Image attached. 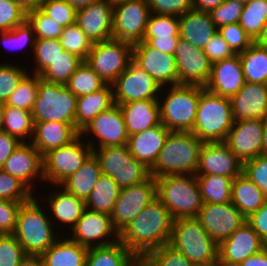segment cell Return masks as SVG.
Returning <instances> with one entry per match:
<instances>
[{
  "label": "cell",
  "mask_w": 267,
  "mask_h": 266,
  "mask_svg": "<svg viewBox=\"0 0 267 266\" xmlns=\"http://www.w3.org/2000/svg\"><path fill=\"white\" fill-rule=\"evenodd\" d=\"M173 220L156 198L122 229L119 241L134 255H146L169 243Z\"/></svg>",
  "instance_id": "1"
},
{
  "label": "cell",
  "mask_w": 267,
  "mask_h": 266,
  "mask_svg": "<svg viewBox=\"0 0 267 266\" xmlns=\"http://www.w3.org/2000/svg\"><path fill=\"white\" fill-rule=\"evenodd\" d=\"M37 198L34 195L21 205L13 235L26 255L41 256L62 235V231L55 230L43 200Z\"/></svg>",
  "instance_id": "2"
},
{
  "label": "cell",
  "mask_w": 267,
  "mask_h": 266,
  "mask_svg": "<svg viewBox=\"0 0 267 266\" xmlns=\"http://www.w3.org/2000/svg\"><path fill=\"white\" fill-rule=\"evenodd\" d=\"M202 144L191 131H170L150 176L196 175Z\"/></svg>",
  "instance_id": "3"
},
{
  "label": "cell",
  "mask_w": 267,
  "mask_h": 266,
  "mask_svg": "<svg viewBox=\"0 0 267 266\" xmlns=\"http://www.w3.org/2000/svg\"><path fill=\"white\" fill-rule=\"evenodd\" d=\"M155 180L157 199L173 219L198 216L204 202L195 174L167 175Z\"/></svg>",
  "instance_id": "4"
},
{
  "label": "cell",
  "mask_w": 267,
  "mask_h": 266,
  "mask_svg": "<svg viewBox=\"0 0 267 266\" xmlns=\"http://www.w3.org/2000/svg\"><path fill=\"white\" fill-rule=\"evenodd\" d=\"M233 124L229 98L200 86V99L192 133L203 143L224 142Z\"/></svg>",
  "instance_id": "5"
},
{
  "label": "cell",
  "mask_w": 267,
  "mask_h": 266,
  "mask_svg": "<svg viewBox=\"0 0 267 266\" xmlns=\"http://www.w3.org/2000/svg\"><path fill=\"white\" fill-rule=\"evenodd\" d=\"M160 96L158 103L161 123L170 131L192 132L200 99V86H165L162 87Z\"/></svg>",
  "instance_id": "6"
},
{
  "label": "cell",
  "mask_w": 267,
  "mask_h": 266,
  "mask_svg": "<svg viewBox=\"0 0 267 266\" xmlns=\"http://www.w3.org/2000/svg\"><path fill=\"white\" fill-rule=\"evenodd\" d=\"M168 245L194 265L218 261V244L196 217L174 219Z\"/></svg>",
  "instance_id": "7"
},
{
  "label": "cell",
  "mask_w": 267,
  "mask_h": 266,
  "mask_svg": "<svg viewBox=\"0 0 267 266\" xmlns=\"http://www.w3.org/2000/svg\"><path fill=\"white\" fill-rule=\"evenodd\" d=\"M77 97L61 84L44 81L39 75V87L31 110L33 122L58 121L75 128Z\"/></svg>",
  "instance_id": "8"
},
{
  "label": "cell",
  "mask_w": 267,
  "mask_h": 266,
  "mask_svg": "<svg viewBox=\"0 0 267 266\" xmlns=\"http://www.w3.org/2000/svg\"><path fill=\"white\" fill-rule=\"evenodd\" d=\"M93 154L99 161L101 174L112 178L120 189L150 177V169L131 155L127 144L94 148Z\"/></svg>",
  "instance_id": "9"
},
{
  "label": "cell",
  "mask_w": 267,
  "mask_h": 266,
  "mask_svg": "<svg viewBox=\"0 0 267 266\" xmlns=\"http://www.w3.org/2000/svg\"><path fill=\"white\" fill-rule=\"evenodd\" d=\"M93 154V148L80 135L68 145L42 156L44 184L60 185Z\"/></svg>",
  "instance_id": "10"
},
{
  "label": "cell",
  "mask_w": 267,
  "mask_h": 266,
  "mask_svg": "<svg viewBox=\"0 0 267 266\" xmlns=\"http://www.w3.org/2000/svg\"><path fill=\"white\" fill-rule=\"evenodd\" d=\"M133 45L116 39L93 44L85 62L105 84L112 85L132 61Z\"/></svg>",
  "instance_id": "11"
},
{
  "label": "cell",
  "mask_w": 267,
  "mask_h": 266,
  "mask_svg": "<svg viewBox=\"0 0 267 266\" xmlns=\"http://www.w3.org/2000/svg\"><path fill=\"white\" fill-rule=\"evenodd\" d=\"M150 14L148 0L113 1L112 38L131 45L141 42Z\"/></svg>",
  "instance_id": "12"
},
{
  "label": "cell",
  "mask_w": 267,
  "mask_h": 266,
  "mask_svg": "<svg viewBox=\"0 0 267 266\" xmlns=\"http://www.w3.org/2000/svg\"><path fill=\"white\" fill-rule=\"evenodd\" d=\"M80 136L93 149L127 144L129 135L119 105L115 104L109 110L100 113L80 131Z\"/></svg>",
  "instance_id": "13"
},
{
  "label": "cell",
  "mask_w": 267,
  "mask_h": 266,
  "mask_svg": "<svg viewBox=\"0 0 267 266\" xmlns=\"http://www.w3.org/2000/svg\"><path fill=\"white\" fill-rule=\"evenodd\" d=\"M156 198V180L152 176L140 184L120 189L113 211L110 214L114 229L120 233Z\"/></svg>",
  "instance_id": "14"
},
{
  "label": "cell",
  "mask_w": 267,
  "mask_h": 266,
  "mask_svg": "<svg viewBox=\"0 0 267 266\" xmlns=\"http://www.w3.org/2000/svg\"><path fill=\"white\" fill-rule=\"evenodd\" d=\"M67 236L87 248L108 246L119 240V233L112 226L110 215L87 208Z\"/></svg>",
  "instance_id": "15"
},
{
  "label": "cell",
  "mask_w": 267,
  "mask_h": 266,
  "mask_svg": "<svg viewBox=\"0 0 267 266\" xmlns=\"http://www.w3.org/2000/svg\"><path fill=\"white\" fill-rule=\"evenodd\" d=\"M116 105L132 101L158 99L162 87L141 67L131 61L112 84Z\"/></svg>",
  "instance_id": "16"
},
{
  "label": "cell",
  "mask_w": 267,
  "mask_h": 266,
  "mask_svg": "<svg viewBox=\"0 0 267 266\" xmlns=\"http://www.w3.org/2000/svg\"><path fill=\"white\" fill-rule=\"evenodd\" d=\"M196 218L217 244L246 223V217L231 201L222 204L204 203Z\"/></svg>",
  "instance_id": "17"
},
{
  "label": "cell",
  "mask_w": 267,
  "mask_h": 266,
  "mask_svg": "<svg viewBox=\"0 0 267 266\" xmlns=\"http://www.w3.org/2000/svg\"><path fill=\"white\" fill-rule=\"evenodd\" d=\"M178 85H198L205 87L211 75L212 63L203 49H198L179 38L174 50Z\"/></svg>",
  "instance_id": "18"
},
{
  "label": "cell",
  "mask_w": 267,
  "mask_h": 266,
  "mask_svg": "<svg viewBox=\"0 0 267 266\" xmlns=\"http://www.w3.org/2000/svg\"><path fill=\"white\" fill-rule=\"evenodd\" d=\"M132 61L146 71L161 87L178 85L174 55L162 53L146 41L133 45Z\"/></svg>",
  "instance_id": "19"
},
{
  "label": "cell",
  "mask_w": 267,
  "mask_h": 266,
  "mask_svg": "<svg viewBox=\"0 0 267 266\" xmlns=\"http://www.w3.org/2000/svg\"><path fill=\"white\" fill-rule=\"evenodd\" d=\"M263 131L262 119L234 121L224 143L244 163L262 155Z\"/></svg>",
  "instance_id": "20"
},
{
  "label": "cell",
  "mask_w": 267,
  "mask_h": 266,
  "mask_svg": "<svg viewBox=\"0 0 267 266\" xmlns=\"http://www.w3.org/2000/svg\"><path fill=\"white\" fill-rule=\"evenodd\" d=\"M266 246L267 244L246 222L218 244V262L221 266H237Z\"/></svg>",
  "instance_id": "21"
},
{
  "label": "cell",
  "mask_w": 267,
  "mask_h": 266,
  "mask_svg": "<svg viewBox=\"0 0 267 266\" xmlns=\"http://www.w3.org/2000/svg\"><path fill=\"white\" fill-rule=\"evenodd\" d=\"M1 169L18 178L35 195L37 193H35L34 187L37 186V182H44L42 155L30 142H22Z\"/></svg>",
  "instance_id": "22"
},
{
  "label": "cell",
  "mask_w": 267,
  "mask_h": 266,
  "mask_svg": "<svg viewBox=\"0 0 267 266\" xmlns=\"http://www.w3.org/2000/svg\"><path fill=\"white\" fill-rule=\"evenodd\" d=\"M243 173V163L224 142L203 143L196 175H221L235 179Z\"/></svg>",
  "instance_id": "23"
},
{
  "label": "cell",
  "mask_w": 267,
  "mask_h": 266,
  "mask_svg": "<svg viewBox=\"0 0 267 266\" xmlns=\"http://www.w3.org/2000/svg\"><path fill=\"white\" fill-rule=\"evenodd\" d=\"M113 0H99L76 12V24L93 42L112 39Z\"/></svg>",
  "instance_id": "24"
},
{
  "label": "cell",
  "mask_w": 267,
  "mask_h": 266,
  "mask_svg": "<svg viewBox=\"0 0 267 266\" xmlns=\"http://www.w3.org/2000/svg\"><path fill=\"white\" fill-rule=\"evenodd\" d=\"M51 186L53 190L50 188L49 190L51 191L47 192V199L45 198V203H47L45 207L49 213V217L51 220L53 219L52 222L55 228L59 226L58 229L61 227L64 230L69 229L67 232H70L86 208L85 201L67 192L60 185Z\"/></svg>",
  "instance_id": "25"
},
{
  "label": "cell",
  "mask_w": 267,
  "mask_h": 266,
  "mask_svg": "<svg viewBox=\"0 0 267 266\" xmlns=\"http://www.w3.org/2000/svg\"><path fill=\"white\" fill-rule=\"evenodd\" d=\"M229 100L234 121L267 117V84L245 82Z\"/></svg>",
  "instance_id": "26"
},
{
  "label": "cell",
  "mask_w": 267,
  "mask_h": 266,
  "mask_svg": "<svg viewBox=\"0 0 267 266\" xmlns=\"http://www.w3.org/2000/svg\"><path fill=\"white\" fill-rule=\"evenodd\" d=\"M239 54L212 63L211 75L205 88L217 95L230 98L245 83Z\"/></svg>",
  "instance_id": "27"
},
{
  "label": "cell",
  "mask_w": 267,
  "mask_h": 266,
  "mask_svg": "<svg viewBox=\"0 0 267 266\" xmlns=\"http://www.w3.org/2000/svg\"><path fill=\"white\" fill-rule=\"evenodd\" d=\"M170 133L162 123L129 136L127 146L131 155L151 169L156 163L164 142Z\"/></svg>",
  "instance_id": "28"
},
{
  "label": "cell",
  "mask_w": 267,
  "mask_h": 266,
  "mask_svg": "<svg viewBox=\"0 0 267 266\" xmlns=\"http://www.w3.org/2000/svg\"><path fill=\"white\" fill-rule=\"evenodd\" d=\"M80 133L70 124L58 121L34 122L30 143L43 156L50 150L68 145Z\"/></svg>",
  "instance_id": "29"
},
{
  "label": "cell",
  "mask_w": 267,
  "mask_h": 266,
  "mask_svg": "<svg viewBox=\"0 0 267 266\" xmlns=\"http://www.w3.org/2000/svg\"><path fill=\"white\" fill-rule=\"evenodd\" d=\"M218 32L209 12L191 9L179 16V37L203 49Z\"/></svg>",
  "instance_id": "30"
},
{
  "label": "cell",
  "mask_w": 267,
  "mask_h": 266,
  "mask_svg": "<svg viewBox=\"0 0 267 266\" xmlns=\"http://www.w3.org/2000/svg\"><path fill=\"white\" fill-rule=\"evenodd\" d=\"M119 107L129 136L161 124L158 99L132 101Z\"/></svg>",
  "instance_id": "31"
},
{
  "label": "cell",
  "mask_w": 267,
  "mask_h": 266,
  "mask_svg": "<svg viewBox=\"0 0 267 266\" xmlns=\"http://www.w3.org/2000/svg\"><path fill=\"white\" fill-rule=\"evenodd\" d=\"M114 105L113 87L110 84L91 94L77 97L75 129L80 133L95 117Z\"/></svg>",
  "instance_id": "32"
},
{
  "label": "cell",
  "mask_w": 267,
  "mask_h": 266,
  "mask_svg": "<svg viewBox=\"0 0 267 266\" xmlns=\"http://www.w3.org/2000/svg\"><path fill=\"white\" fill-rule=\"evenodd\" d=\"M63 231L40 257L43 266H84L88 249L71 240ZM66 238H65V237Z\"/></svg>",
  "instance_id": "33"
},
{
  "label": "cell",
  "mask_w": 267,
  "mask_h": 266,
  "mask_svg": "<svg viewBox=\"0 0 267 266\" xmlns=\"http://www.w3.org/2000/svg\"><path fill=\"white\" fill-rule=\"evenodd\" d=\"M266 200L263 191L243 173L233 179L231 202L246 218Z\"/></svg>",
  "instance_id": "34"
},
{
  "label": "cell",
  "mask_w": 267,
  "mask_h": 266,
  "mask_svg": "<svg viewBox=\"0 0 267 266\" xmlns=\"http://www.w3.org/2000/svg\"><path fill=\"white\" fill-rule=\"evenodd\" d=\"M100 175L101 169L99 161L94 154H92L87 161L76 172L64 180L60 186L77 198L86 201Z\"/></svg>",
  "instance_id": "35"
},
{
  "label": "cell",
  "mask_w": 267,
  "mask_h": 266,
  "mask_svg": "<svg viewBox=\"0 0 267 266\" xmlns=\"http://www.w3.org/2000/svg\"><path fill=\"white\" fill-rule=\"evenodd\" d=\"M120 188L109 176L101 174L85 201V207L92 211L111 214L118 198Z\"/></svg>",
  "instance_id": "36"
},
{
  "label": "cell",
  "mask_w": 267,
  "mask_h": 266,
  "mask_svg": "<svg viewBox=\"0 0 267 266\" xmlns=\"http://www.w3.org/2000/svg\"><path fill=\"white\" fill-rule=\"evenodd\" d=\"M244 78L249 83L267 84V49L255 42L239 53Z\"/></svg>",
  "instance_id": "37"
},
{
  "label": "cell",
  "mask_w": 267,
  "mask_h": 266,
  "mask_svg": "<svg viewBox=\"0 0 267 266\" xmlns=\"http://www.w3.org/2000/svg\"><path fill=\"white\" fill-rule=\"evenodd\" d=\"M134 254L119 240L88 249L84 266H124Z\"/></svg>",
  "instance_id": "38"
},
{
  "label": "cell",
  "mask_w": 267,
  "mask_h": 266,
  "mask_svg": "<svg viewBox=\"0 0 267 266\" xmlns=\"http://www.w3.org/2000/svg\"><path fill=\"white\" fill-rule=\"evenodd\" d=\"M204 203L222 204L231 201L232 181L221 175H196Z\"/></svg>",
  "instance_id": "39"
},
{
  "label": "cell",
  "mask_w": 267,
  "mask_h": 266,
  "mask_svg": "<svg viewBox=\"0 0 267 266\" xmlns=\"http://www.w3.org/2000/svg\"><path fill=\"white\" fill-rule=\"evenodd\" d=\"M33 128L34 122L31 111L5 106L3 119L4 132L16 137L21 142H30L33 135Z\"/></svg>",
  "instance_id": "40"
},
{
  "label": "cell",
  "mask_w": 267,
  "mask_h": 266,
  "mask_svg": "<svg viewBox=\"0 0 267 266\" xmlns=\"http://www.w3.org/2000/svg\"><path fill=\"white\" fill-rule=\"evenodd\" d=\"M105 85V82L85 61L77 67L65 84L76 97L96 92Z\"/></svg>",
  "instance_id": "41"
},
{
  "label": "cell",
  "mask_w": 267,
  "mask_h": 266,
  "mask_svg": "<svg viewBox=\"0 0 267 266\" xmlns=\"http://www.w3.org/2000/svg\"><path fill=\"white\" fill-rule=\"evenodd\" d=\"M267 22V0H252L244 4L239 25L251 37L257 39Z\"/></svg>",
  "instance_id": "42"
},
{
  "label": "cell",
  "mask_w": 267,
  "mask_h": 266,
  "mask_svg": "<svg viewBox=\"0 0 267 266\" xmlns=\"http://www.w3.org/2000/svg\"><path fill=\"white\" fill-rule=\"evenodd\" d=\"M82 62L83 60L77 55L64 50L62 54L40 74V78L47 82L65 85Z\"/></svg>",
  "instance_id": "43"
},
{
  "label": "cell",
  "mask_w": 267,
  "mask_h": 266,
  "mask_svg": "<svg viewBox=\"0 0 267 266\" xmlns=\"http://www.w3.org/2000/svg\"><path fill=\"white\" fill-rule=\"evenodd\" d=\"M39 87V75L28 72L19 82L15 91L5 101V106L31 111Z\"/></svg>",
  "instance_id": "44"
},
{
  "label": "cell",
  "mask_w": 267,
  "mask_h": 266,
  "mask_svg": "<svg viewBox=\"0 0 267 266\" xmlns=\"http://www.w3.org/2000/svg\"><path fill=\"white\" fill-rule=\"evenodd\" d=\"M63 51L59 39H36L32 56L34 60H31L35 63H32L33 71L32 68L28 71L40 75Z\"/></svg>",
  "instance_id": "45"
},
{
  "label": "cell",
  "mask_w": 267,
  "mask_h": 266,
  "mask_svg": "<svg viewBox=\"0 0 267 266\" xmlns=\"http://www.w3.org/2000/svg\"><path fill=\"white\" fill-rule=\"evenodd\" d=\"M59 40L65 51L77 55L83 61L87 59L94 44L76 23L64 27Z\"/></svg>",
  "instance_id": "46"
},
{
  "label": "cell",
  "mask_w": 267,
  "mask_h": 266,
  "mask_svg": "<svg viewBox=\"0 0 267 266\" xmlns=\"http://www.w3.org/2000/svg\"><path fill=\"white\" fill-rule=\"evenodd\" d=\"M26 20L32 26L36 39H59L64 29L40 8L28 11Z\"/></svg>",
  "instance_id": "47"
},
{
  "label": "cell",
  "mask_w": 267,
  "mask_h": 266,
  "mask_svg": "<svg viewBox=\"0 0 267 266\" xmlns=\"http://www.w3.org/2000/svg\"><path fill=\"white\" fill-rule=\"evenodd\" d=\"M35 41L36 38L33 28L27 20L12 30L0 32V44H3L2 46H5L10 51L14 50L15 52L17 50L19 52L18 50H24L26 46H31V52L33 54Z\"/></svg>",
  "instance_id": "48"
},
{
  "label": "cell",
  "mask_w": 267,
  "mask_h": 266,
  "mask_svg": "<svg viewBox=\"0 0 267 266\" xmlns=\"http://www.w3.org/2000/svg\"><path fill=\"white\" fill-rule=\"evenodd\" d=\"M179 37V16L151 13L143 38Z\"/></svg>",
  "instance_id": "49"
},
{
  "label": "cell",
  "mask_w": 267,
  "mask_h": 266,
  "mask_svg": "<svg viewBox=\"0 0 267 266\" xmlns=\"http://www.w3.org/2000/svg\"><path fill=\"white\" fill-rule=\"evenodd\" d=\"M25 66L15 62H0V102L5 103L15 91L19 82L29 72Z\"/></svg>",
  "instance_id": "50"
},
{
  "label": "cell",
  "mask_w": 267,
  "mask_h": 266,
  "mask_svg": "<svg viewBox=\"0 0 267 266\" xmlns=\"http://www.w3.org/2000/svg\"><path fill=\"white\" fill-rule=\"evenodd\" d=\"M35 194L18 178L0 169V199L27 202Z\"/></svg>",
  "instance_id": "51"
},
{
  "label": "cell",
  "mask_w": 267,
  "mask_h": 266,
  "mask_svg": "<svg viewBox=\"0 0 267 266\" xmlns=\"http://www.w3.org/2000/svg\"><path fill=\"white\" fill-rule=\"evenodd\" d=\"M40 9L64 27L76 23L77 10L65 0H44Z\"/></svg>",
  "instance_id": "52"
},
{
  "label": "cell",
  "mask_w": 267,
  "mask_h": 266,
  "mask_svg": "<svg viewBox=\"0 0 267 266\" xmlns=\"http://www.w3.org/2000/svg\"><path fill=\"white\" fill-rule=\"evenodd\" d=\"M243 8L244 3L238 0H225L209 14L216 27L219 28L228 24L239 23Z\"/></svg>",
  "instance_id": "53"
},
{
  "label": "cell",
  "mask_w": 267,
  "mask_h": 266,
  "mask_svg": "<svg viewBox=\"0 0 267 266\" xmlns=\"http://www.w3.org/2000/svg\"><path fill=\"white\" fill-rule=\"evenodd\" d=\"M218 33L227 42L235 54L244 52L254 41L239 25V23L228 24L218 28Z\"/></svg>",
  "instance_id": "54"
},
{
  "label": "cell",
  "mask_w": 267,
  "mask_h": 266,
  "mask_svg": "<svg viewBox=\"0 0 267 266\" xmlns=\"http://www.w3.org/2000/svg\"><path fill=\"white\" fill-rule=\"evenodd\" d=\"M146 256L153 266H194L181 252L168 244L151 250Z\"/></svg>",
  "instance_id": "55"
},
{
  "label": "cell",
  "mask_w": 267,
  "mask_h": 266,
  "mask_svg": "<svg viewBox=\"0 0 267 266\" xmlns=\"http://www.w3.org/2000/svg\"><path fill=\"white\" fill-rule=\"evenodd\" d=\"M26 19L27 12L14 0H0V32L12 30Z\"/></svg>",
  "instance_id": "56"
},
{
  "label": "cell",
  "mask_w": 267,
  "mask_h": 266,
  "mask_svg": "<svg viewBox=\"0 0 267 266\" xmlns=\"http://www.w3.org/2000/svg\"><path fill=\"white\" fill-rule=\"evenodd\" d=\"M25 255L13 234L0 235V266H18Z\"/></svg>",
  "instance_id": "57"
},
{
  "label": "cell",
  "mask_w": 267,
  "mask_h": 266,
  "mask_svg": "<svg viewBox=\"0 0 267 266\" xmlns=\"http://www.w3.org/2000/svg\"><path fill=\"white\" fill-rule=\"evenodd\" d=\"M243 174L254 182L267 197V155H260L243 163Z\"/></svg>",
  "instance_id": "58"
},
{
  "label": "cell",
  "mask_w": 267,
  "mask_h": 266,
  "mask_svg": "<svg viewBox=\"0 0 267 266\" xmlns=\"http://www.w3.org/2000/svg\"><path fill=\"white\" fill-rule=\"evenodd\" d=\"M154 14L181 16L192 9V0H148Z\"/></svg>",
  "instance_id": "59"
},
{
  "label": "cell",
  "mask_w": 267,
  "mask_h": 266,
  "mask_svg": "<svg viewBox=\"0 0 267 266\" xmlns=\"http://www.w3.org/2000/svg\"><path fill=\"white\" fill-rule=\"evenodd\" d=\"M23 202L0 199V234H13Z\"/></svg>",
  "instance_id": "60"
},
{
  "label": "cell",
  "mask_w": 267,
  "mask_h": 266,
  "mask_svg": "<svg viewBox=\"0 0 267 266\" xmlns=\"http://www.w3.org/2000/svg\"><path fill=\"white\" fill-rule=\"evenodd\" d=\"M203 52L206 54L211 63L230 58L235 55L227 42L218 32L208 41L203 48Z\"/></svg>",
  "instance_id": "61"
},
{
  "label": "cell",
  "mask_w": 267,
  "mask_h": 266,
  "mask_svg": "<svg viewBox=\"0 0 267 266\" xmlns=\"http://www.w3.org/2000/svg\"><path fill=\"white\" fill-rule=\"evenodd\" d=\"M246 222L267 244V200L257 211L246 218Z\"/></svg>",
  "instance_id": "62"
},
{
  "label": "cell",
  "mask_w": 267,
  "mask_h": 266,
  "mask_svg": "<svg viewBox=\"0 0 267 266\" xmlns=\"http://www.w3.org/2000/svg\"><path fill=\"white\" fill-rule=\"evenodd\" d=\"M21 143L16 137L11 136L7 132H0V169Z\"/></svg>",
  "instance_id": "63"
},
{
  "label": "cell",
  "mask_w": 267,
  "mask_h": 266,
  "mask_svg": "<svg viewBox=\"0 0 267 266\" xmlns=\"http://www.w3.org/2000/svg\"><path fill=\"white\" fill-rule=\"evenodd\" d=\"M180 37L143 38L151 47L162 53L174 55V50Z\"/></svg>",
  "instance_id": "64"
},
{
  "label": "cell",
  "mask_w": 267,
  "mask_h": 266,
  "mask_svg": "<svg viewBox=\"0 0 267 266\" xmlns=\"http://www.w3.org/2000/svg\"><path fill=\"white\" fill-rule=\"evenodd\" d=\"M237 266H267V246L260 252L247 257Z\"/></svg>",
  "instance_id": "65"
},
{
  "label": "cell",
  "mask_w": 267,
  "mask_h": 266,
  "mask_svg": "<svg viewBox=\"0 0 267 266\" xmlns=\"http://www.w3.org/2000/svg\"><path fill=\"white\" fill-rule=\"evenodd\" d=\"M225 0H192V8L199 11L210 12Z\"/></svg>",
  "instance_id": "66"
},
{
  "label": "cell",
  "mask_w": 267,
  "mask_h": 266,
  "mask_svg": "<svg viewBox=\"0 0 267 266\" xmlns=\"http://www.w3.org/2000/svg\"><path fill=\"white\" fill-rule=\"evenodd\" d=\"M124 266H153L146 255H133Z\"/></svg>",
  "instance_id": "67"
},
{
  "label": "cell",
  "mask_w": 267,
  "mask_h": 266,
  "mask_svg": "<svg viewBox=\"0 0 267 266\" xmlns=\"http://www.w3.org/2000/svg\"><path fill=\"white\" fill-rule=\"evenodd\" d=\"M20 5L26 12L40 8L44 0H14Z\"/></svg>",
  "instance_id": "68"
},
{
  "label": "cell",
  "mask_w": 267,
  "mask_h": 266,
  "mask_svg": "<svg viewBox=\"0 0 267 266\" xmlns=\"http://www.w3.org/2000/svg\"><path fill=\"white\" fill-rule=\"evenodd\" d=\"M18 266H43V262L40 256L25 255Z\"/></svg>",
  "instance_id": "69"
},
{
  "label": "cell",
  "mask_w": 267,
  "mask_h": 266,
  "mask_svg": "<svg viewBox=\"0 0 267 266\" xmlns=\"http://www.w3.org/2000/svg\"><path fill=\"white\" fill-rule=\"evenodd\" d=\"M65 1H67L76 10H79L99 0H65Z\"/></svg>",
  "instance_id": "70"
},
{
  "label": "cell",
  "mask_w": 267,
  "mask_h": 266,
  "mask_svg": "<svg viewBox=\"0 0 267 266\" xmlns=\"http://www.w3.org/2000/svg\"><path fill=\"white\" fill-rule=\"evenodd\" d=\"M254 42L258 44L260 47L267 49V22L264 25L263 30L261 31L260 35L257 37V39Z\"/></svg>",
  "instance_id": "71"
},
{
  "label": "cell",
  "mask_w": 267,
  "mask_h": 266,
  "mask_svg": "<svg viewBox=\"0 0 267 266\" xmlns=\"http://www.w3.org/2000/svg\"><path fill=\"white\" fill-rule=\"evenodd\" d=\"M263 144H262V154L267 155V117L263 120Z\"/></svg>",
  "instance_id": "72"
},
{
  "label": "cell",
  "mask_w": 267,
  "mask_h": 266,
  "mask_svg": "<svg viewBox=\"0 0 267 266\" xmlns=\"http://www.w3.org/2000/svg\"><path fill=\"white\" fill-rule=\"evenodd\" d=\"M4 108L5 104L0 102V132L3 131Z\"/></svg>",
  "instance_id": "73"
},
{
  "label": "cell",
  "mask_w": 267,
  "mask_h": 266,
  "mask_svg": "<svg viewBox=\"0 0 267 266\" xmlns=\"http://www.w3.org/2000/svg\"><path fill=\"white\" fill-rule=\"evenodd\" d=\"M194 266H221V264L218 261L203 263V264H197Z\"/></svg>",
  "instance_id": "74"
},
{
  "label": "cell",
  "mask_w": 267,
  "mask_h": 266,
  "mask_svg": "<svg viewBox=\"0 0 267 266\" xmlns=\"http://www.w3.org/2000/svg\"><path fill=\"white\" fill-rule=\"evenodd\" d=\"M238 1H240V2H242V3H247V2H250V1H252V0H238Z\"/></svg>",
  "instance_id": "75"
}]
</instances>
